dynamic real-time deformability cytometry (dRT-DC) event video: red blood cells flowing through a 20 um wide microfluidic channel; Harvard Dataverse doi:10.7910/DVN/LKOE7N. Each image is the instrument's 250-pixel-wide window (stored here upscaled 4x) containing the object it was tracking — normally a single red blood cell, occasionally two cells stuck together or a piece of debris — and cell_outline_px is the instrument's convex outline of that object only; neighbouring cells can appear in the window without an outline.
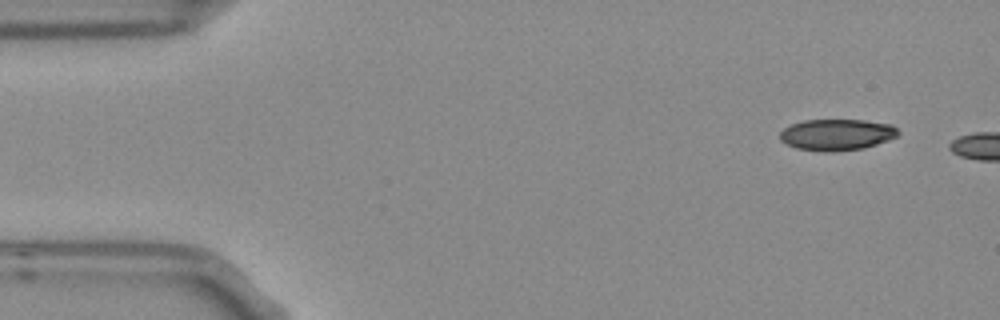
{"species": "Egyptian fruit bat (a non-hibernating species)", "species_latin": "Rousettus aegyptiacus", "temperature_condition": "room temperature", "stored_images_in_passage": 3, "camera_frame_rate_fps": 3000, "um_per_image_px": 0.085, "frame": {"image": 1, "passage_image": 1, "time_ms": 0.0, "image_size_px": [1000, 320], "cell_outline_px": [[900, 132], [896, 136], [888, 140], [864, 148], [828, 152], [824, 152], [796, 148], [780, 140], [780, 132], [784, 128], [792, 124], [804, 120], [864, 120], [892, 124]], "centroid_in_image_um": [71.13, 11.44], "position_along_channel_um": 13.9, "area_um2": 21.5}}